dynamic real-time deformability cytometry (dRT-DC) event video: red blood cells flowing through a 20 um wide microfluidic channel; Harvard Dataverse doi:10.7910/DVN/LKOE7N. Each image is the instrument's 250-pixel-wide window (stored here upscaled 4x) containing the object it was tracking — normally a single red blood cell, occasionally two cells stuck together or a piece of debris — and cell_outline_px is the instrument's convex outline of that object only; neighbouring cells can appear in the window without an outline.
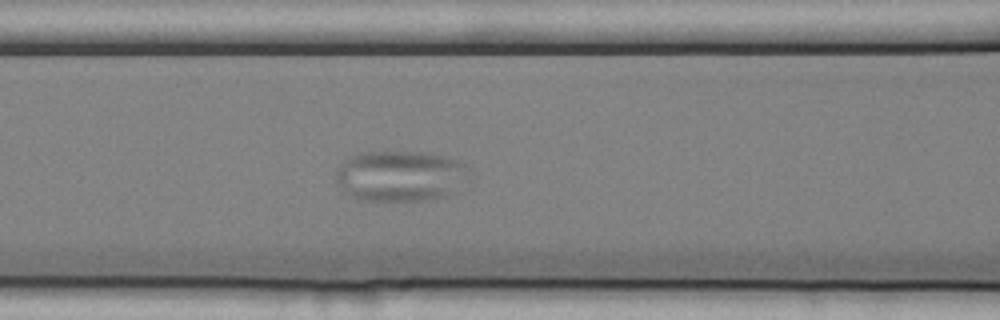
{"species": "common noctule bat (a hibernating species)", "species_latin": "Nyctalus noctula", "temperature_condition": "cold", "stored_images_in_passage": 60, "camera_frame_rate_fps": 3000, "um_per_image_px": 0.085, "animal": {"sex": "female", "body_mass_g": 25.1}, "frame": {"image": 1, "passage_image": 28, "time_ms": 9.0, "image_size_px": [1000, 320], "cell_outline_px": [[472, 168], [468, 180], [456, 192], [444, 196], [420, 200], [360, 200], [344, 192], [336, 180], [336, 168], [344, 160], [360, 152], [420, 152], [444, 156], [456, 160]], "centroid_in_image_um": [34.06, 14.95], "position_along_channel_um": 132.5, "area_um2": 39.65}}
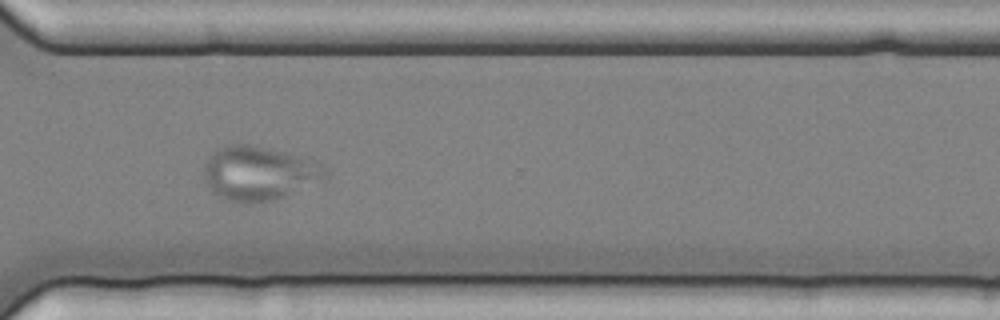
{"frame": {"image": 2, "passage_image": 46, "time_ms": 15.0, "image_size_px": [1000, 320], "cell_outline_px": [[328, 176], [324, 180], [284, 196], [272, 200], [228, 200], [212, 192], [204, 180], [204, 164], [216, 148], [224, 144], [248, 144], [312, 156], [328, 172]], "centroid_in_image_um": [22.06, 14.65], "position_along_channel_um": 348.5, "area_um2": 38.38}}
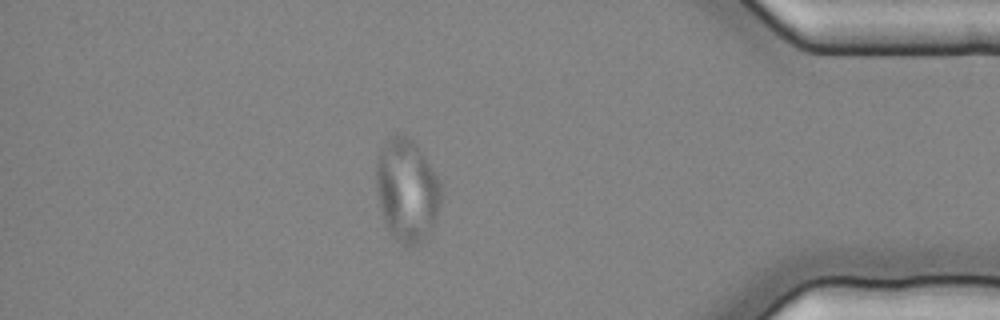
{"frame": {"image": 3, "passage_image": 53, "time_ms": 17.333, "image_size_px": [1000, 320], "cell_outline_px": [[444, 192], [432, 232], [420, 244], [404, 244], [396, 240], [392, 236], [384, 220], [380, 208], [376, 188], [376, 156], [380, 148], [392, 136], [408, 136], [412, 140], [424, 156], [440, 180], [444, 188]], "centroid_in_image_um": [34.61, 16.2], "position_along_channel_um": 400.6, "area_um2": 39.19}}